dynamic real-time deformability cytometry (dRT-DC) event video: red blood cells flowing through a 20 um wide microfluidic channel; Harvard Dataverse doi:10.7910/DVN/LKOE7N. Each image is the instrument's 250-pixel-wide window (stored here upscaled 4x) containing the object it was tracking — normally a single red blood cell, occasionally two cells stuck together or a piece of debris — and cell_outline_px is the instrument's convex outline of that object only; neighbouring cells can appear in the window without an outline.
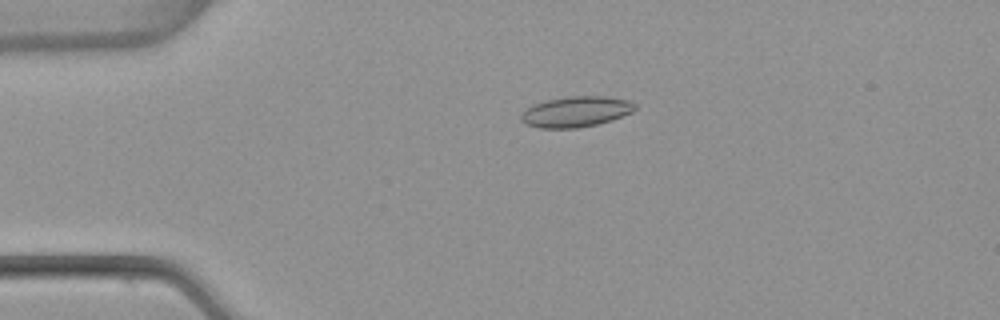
{"species": "common noctule bat (a hibernating species)", "species_latin": "Nyctalus noctula", "temperature_condition": "warm", "stored_images_in_passage": 6, "camera_frame_rate_fps": 3000, "um_per_image_px": 0.085, "animal": {"sex": "female", "body_mass_g": 22.7, "forearm_length_mm": 54.2}, "frame": {"image": 1, "passage_image": 6, "time_ms": 1.667, "image_size_px": [1000, 320], "cell_outline_px": [[636, 108], [632, 112], [612, 120], [596, 124], [576, 128], [540, 128], [524, 124], [520, 120], [520, 116], [528, 108], [536, 104], [548, 100], [572, 96], [604, 96], [628, 100], [636, 104]], "centroid_in_image_um": [48.97, 9.5], "position_along_channel_um": 36.0, "area_um2": 20.11}}